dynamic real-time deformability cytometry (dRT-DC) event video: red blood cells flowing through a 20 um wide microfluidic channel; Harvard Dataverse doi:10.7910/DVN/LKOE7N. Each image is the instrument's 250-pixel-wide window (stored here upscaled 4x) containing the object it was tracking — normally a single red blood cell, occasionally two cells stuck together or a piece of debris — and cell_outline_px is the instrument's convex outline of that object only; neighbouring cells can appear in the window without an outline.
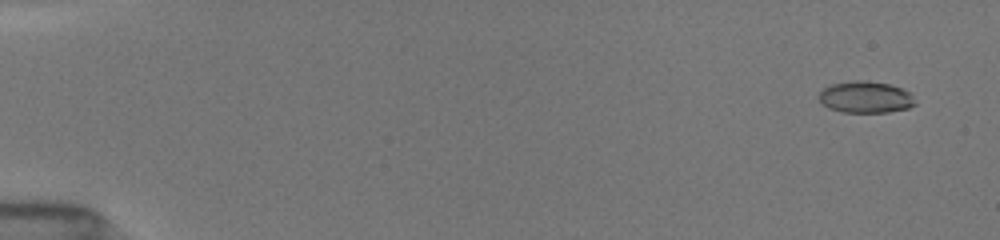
{"species": "common noctule bat (a hibernating species)", "species_latin": "Nyctalus noctula", "temperature_condition": "room temperature", "stored_images_in_passage": 68, "camera_frame_rate_fps": 3000, "um_per_image_px": 0.085, "animal": {"sex": "female", "body_mass_g": 19.5, "forearm_length_mm": 54.1}, "frame": {"image": 1, "passage_image": 3, "time_ms": 0.667, "image_size_px": [1000, 240], "cell_outline_px": [[916, 104], [908, 108], [888, 112], [840, 112], [828, 108], [816, 96], [824, 88], [832, 84], [856, 80], [864, 80], [888, 84], [900, 88], [908, 92], [912, 96]], "centroid_in_image_um": [73.54, 8.26], "position_along_channel_um": 11.5, "area_um2": 17.63}}
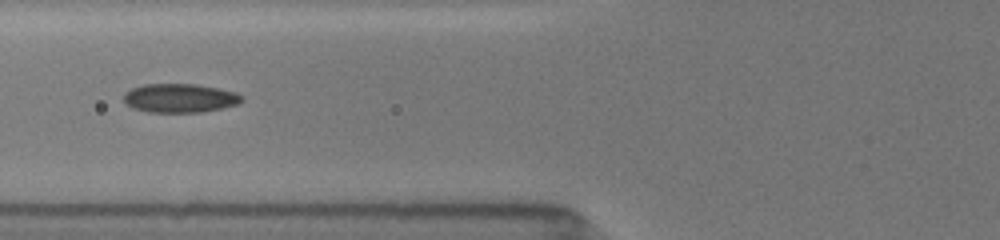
{"frame": {"image": 2, "passage_image": 30, "time_ms": 7.0, "image_size_px": [1000, 240], "cell_outline_px": [[244, 100], [240, 104], [200, 112], [148, 112], [132, 108], [124, 104], [124, 92], [132, 88], [144, 84], [196, 84], [220, 88], [236, 92], [244, 96]], "centroid_in_image_um": [15.3, 8.33], "position_along_channel_um": 110.5, "area_um2": 20.11}}
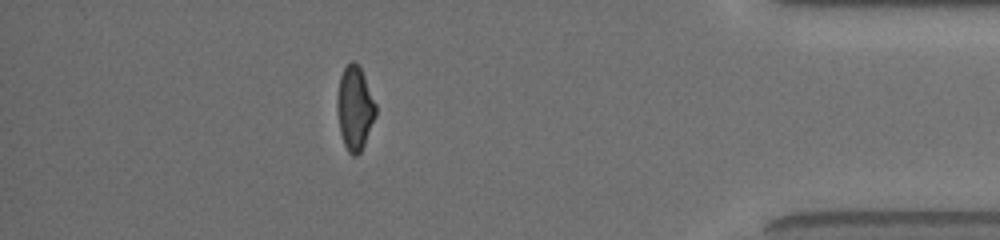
{"frame": {"image": 3, "passage_image": 62, "time_ms": 15.333, "image_size_px": [1000, 240], "cell_outline_px": [[376, 116], [364, 144], [360, 152], [356, 156], [352, 156], [348, 152], [344, 144], [340, 132], [336, 108], [336, 96], [340, 76], [344, 68], [352, 60], [356, 60], [364, 76], [376, 104]], "centroid_in_image_um": [30.14, 9.19], "position_along_channel_um": 405.1, "area_um2": 18.96}, "authors_computed_cell_mechanics": {"area_um2": 19.1607, "velocity_mm_per_s": 3.9758, "shape_relaxation_time_tau1_ms": 5.774, "shape_relaxation_time_tau2_ms": 1.6372, "deformation_change_tau1": 0.1758, "deformation_change_tau2": 0.0686}}